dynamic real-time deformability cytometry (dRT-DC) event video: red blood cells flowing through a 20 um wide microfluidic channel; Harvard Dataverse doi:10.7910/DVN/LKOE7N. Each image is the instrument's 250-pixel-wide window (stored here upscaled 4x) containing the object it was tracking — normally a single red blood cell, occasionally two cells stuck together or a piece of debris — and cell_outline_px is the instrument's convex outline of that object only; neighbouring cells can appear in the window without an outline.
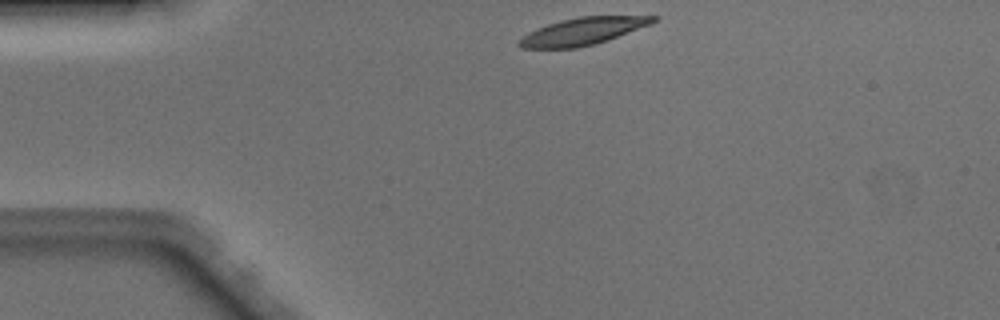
{"species": "Egyptian fruit bat (a non-hibernating species)", "species_latin": "Rousettus aegyptiacus", "temperature_condition": "warm", "stored_images_in_passage": 39, "camera_frame_rate_fps": 3000, "um_per_image_px": 0.085, "animal": {"sex": "male"}, "frame": {"image": 1, "passage_image": 1, "time_ms": 0.0, "image_size_px": [1000, 320], "cell_outline_px": [[660, 16], [652, 24], [608, 40], [596, 44], [576, 48], [520, 48], [516, 44], [528, 32], [548, 24], [560, 20], [580, 16]], "centroid_in_image_um": [49.55, 2.66], "position_along_channel_um": 35.4, "area_um2": 21.27}}
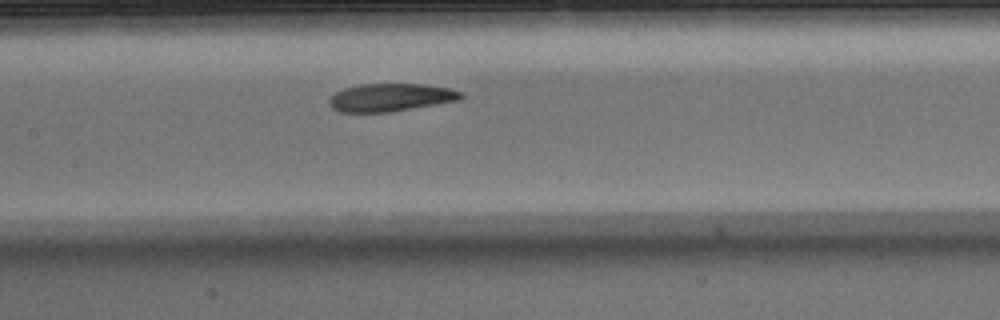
{"frame": {"image": 2, "passage_image": 14, "time_ms": 4.333, "image_size_px": [1000, 320], "cell_outline_px": [[464, 96], [460, 100], [392, 112], [340, 112], [332, 108], [328, 104], [328, 100], [336, 92], [344, 88], [360, 84], [420, 84], [448, 88], [460, 92]], "centroid_in_image_um": [33.18, 8.29], "position_along_channel_um": 174.2, "area_um2": 21.39}}
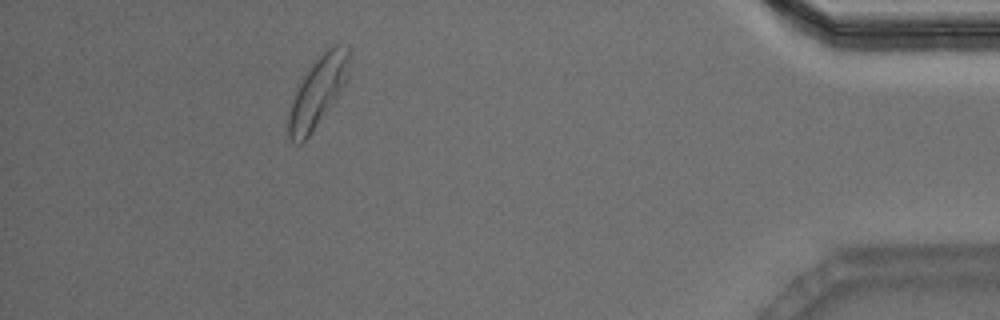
{"frame": {"image": 3, "passage_image": 35, "time_ms": 11.333, "image_size_px": [1000, 320], "cell_outline_px": [[348, 80], [308, 136], [300, 144], [296, 144], [288, 136], [288, 112], [292, 100], [304, 76], [316, 56], [332, 44], [348, 44]], "centroid_in_image_um": [27.01, 7.73], "position_along_channel_um": 408.2, "area_um2": 24.28}, "authors_computed_cell_mechanics": {"area_um2": 22.3108, "velocity_mm_per_s": 4.0859, "shape_relaxation_time_tau1_ms": 5.217, "shape_relaxation_time_tau2_ms": 3.8208, "deformation_change_tau1": 0.1912, "deformation_change_tau2": 0.1147}}